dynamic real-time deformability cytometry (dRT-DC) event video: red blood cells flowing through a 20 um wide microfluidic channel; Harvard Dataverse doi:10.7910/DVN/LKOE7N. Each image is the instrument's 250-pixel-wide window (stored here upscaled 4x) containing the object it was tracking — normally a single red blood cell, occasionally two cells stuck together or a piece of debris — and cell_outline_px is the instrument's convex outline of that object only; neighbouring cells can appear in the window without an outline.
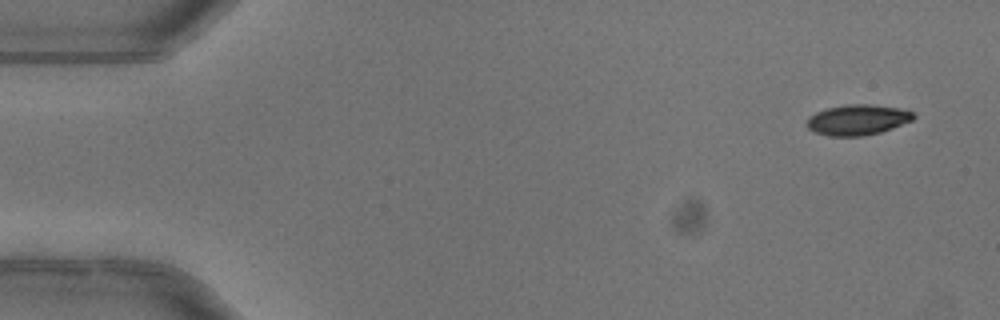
{"species": "common noctule bat (a hibernating species)", "species_latin": "Nyctalus noctula", "temperature_condition": "warm", "stored_images_in_passage": 6, "camera_frame_rate_fps": 3000, "um_per_image_px": 0.085, "animal": {"sex": "female"}, "frame": {"image": 1, "passage_image": 1, "time_ms": 0.0, "image_size_px": [1000, 320], "cell_outline_px": [[916, 116], [912, 120], [892, 128], [880, 132], [864, 136], [828, 136], [816, 132], [808, 128], [808, 116], [816, 112], [828, 108], [848, 104], [868, 104], [900, 108], [912, 112]], "centroid_in_image_um": [72.9, 10.18], "position_along_channel_um": 12.1, "area_um2": 18.79}}
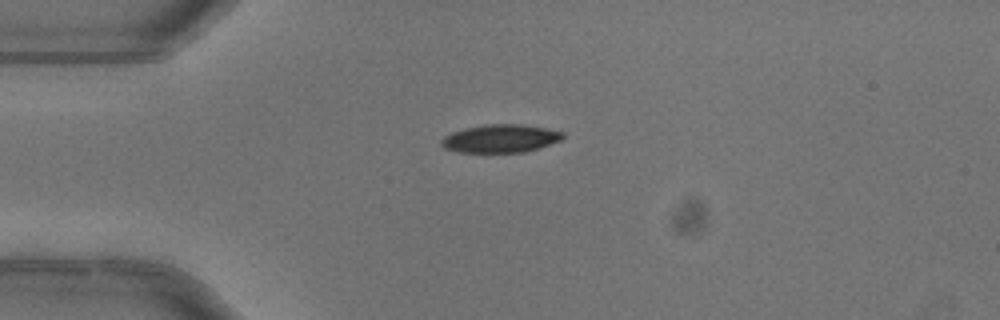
{"frame": {"image": 2, "passage_image": 4, "time_ms": 1.0, "image_size_px": [1000, 320], "cell_outline_px": [[564, 136], [560, 140], [524, 152], [460, 152], [444, 148], [440, 144], [440, 140], [444, 136], [452, 132], [464, 128], [484, 124], [520, 124], [544, 128], [564, 132]], "centroid_in_image_um": [42.48, 11.76], "position_along_channel_um": 42.5, "area_um2": 19.71}}